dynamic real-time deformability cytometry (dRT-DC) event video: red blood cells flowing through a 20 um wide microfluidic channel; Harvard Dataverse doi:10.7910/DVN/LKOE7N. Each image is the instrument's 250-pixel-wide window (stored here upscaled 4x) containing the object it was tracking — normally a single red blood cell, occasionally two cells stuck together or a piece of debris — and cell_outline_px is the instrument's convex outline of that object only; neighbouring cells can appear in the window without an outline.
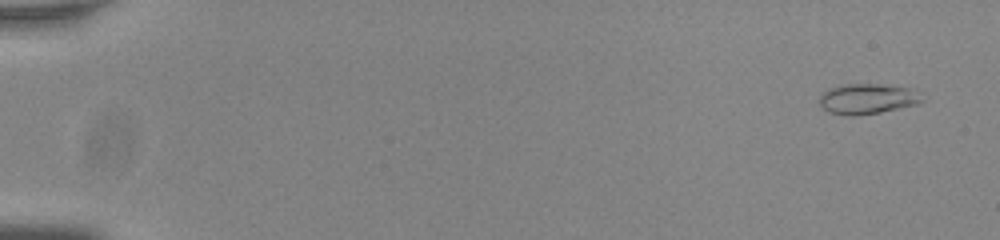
{"species": "common noctule bat (a hibernating species)", "species_latin": "Nyctalus noctula", "temperature_condition": "room temperature", "stored_images_in_passage": 55, "camera_frame_rate_fps": 3000, "um_per_image_px": 0.085, "animal": {"sex": "male", "body_mass_g": 20.0, "forearm_length_mm": 53.3}, "frame": {"image": 1, "passage_image": 3, "time_ms": 0.667, "image_size_px": [1000, 240], "cell_outline_px": [[924, 100], [920, 104], [880, 112], [852, 116], [848, 116], [828, 112], [820, 104], [820, 96], [828, 88], [840, 84], [880, 84], [912, 88]], "centroid_in_image_um": [73.73, 8.4], "position_along_channel_um": 11.3, "area_um2": 18.21}}
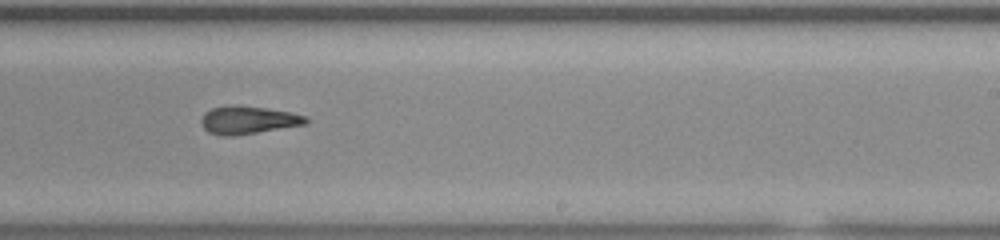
{"frame": {"image": 2, "passage_image": 36, "time_ms": 11.667, "image_size_px": [1000, 240], "cell_outline_px": [[308, 124], [232, 136], [220, 136], [208, 132], [204, 128], [200, 120], [204, 112], [212, 108], [232, 104], [236, 104], [292, 112], [308, 116]], "centroid_in_image_um": [21.09, 10.19], "position_along_channel_um": 267.9, "area_um2": 17.22}}
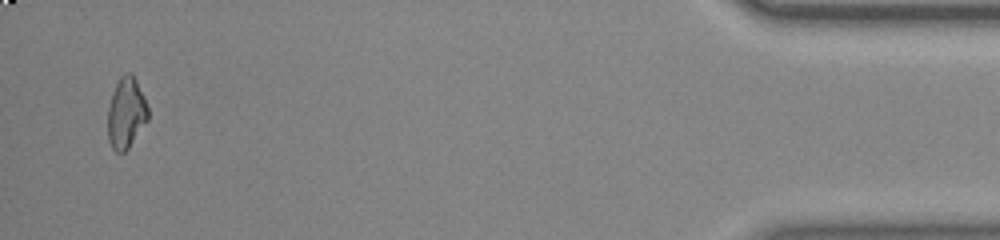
{"frame": {"image": 3, "passage_image": 54, "time_ms": 17.667, "image_size_px": [1000, 240], "cell_outline_px": [[148, 120], [128, 148], [124, 152], [116, 152], [112, 148], [108, 140], [108, 108], [112, 92], [120, 76], [124, 72], [132, 72], [144, 96], [148, 108]], "centroid_in_image_um": [10.72, 9.58], "position_along_channel_um": 424.5, "area_um2": 16.7}, "authors_computed_cell_mechanics": {"area_um2": 17.34, "velocity_mm_per_s": 3.8246, "shape_relaxation_time_tau1_ms": null, "shape_relaxation_time_tau2_ms": 2.5361, "deformation_change_tau1": null, "deformation_change_tau2": 0.0836}}